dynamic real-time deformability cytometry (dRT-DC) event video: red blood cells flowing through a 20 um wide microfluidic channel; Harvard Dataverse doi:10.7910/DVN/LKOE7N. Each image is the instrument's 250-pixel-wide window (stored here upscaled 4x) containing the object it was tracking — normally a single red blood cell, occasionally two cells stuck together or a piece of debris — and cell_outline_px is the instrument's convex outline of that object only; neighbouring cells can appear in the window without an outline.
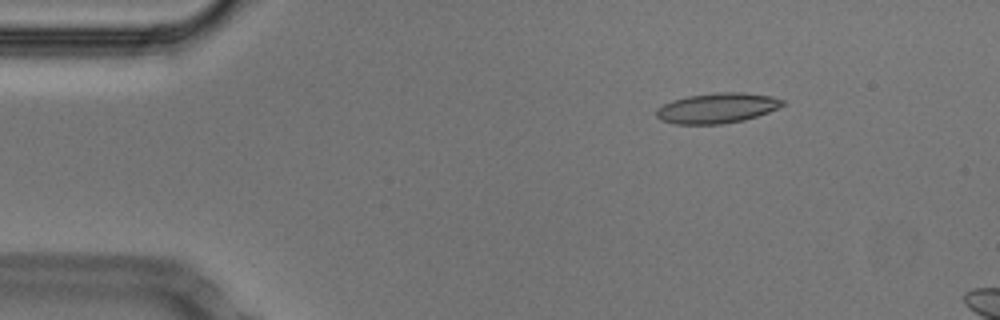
{"species": "Egyptian fruit bat (a non-hibernating species)", "species_latin": "Rousettus aegyptiacus", "temperature_condition": "cold", "stored_images_in_passage": 13, "camera_frame_rate_fps": 3000, "um_per_image_px": 0.085, "animal": {"sex": "male"}, "frame": {"image": 1, "passage_image": 8, "time_ms": 2.333, "image_size_px": [1000, 320], "cell_outline_px": [[788, 104], [768, 112], [744, 120], [720, 124], [676, 124], [660, 120], [656, 116], [656, 108], [672, 100], [688, 96], [716, 92], [744, 92], [772, 96], [784, 100]], "centroid_in_image_um": [60.97, 9.18], "position_along_channel_um": 24.0, "area_um2": 22.37}}